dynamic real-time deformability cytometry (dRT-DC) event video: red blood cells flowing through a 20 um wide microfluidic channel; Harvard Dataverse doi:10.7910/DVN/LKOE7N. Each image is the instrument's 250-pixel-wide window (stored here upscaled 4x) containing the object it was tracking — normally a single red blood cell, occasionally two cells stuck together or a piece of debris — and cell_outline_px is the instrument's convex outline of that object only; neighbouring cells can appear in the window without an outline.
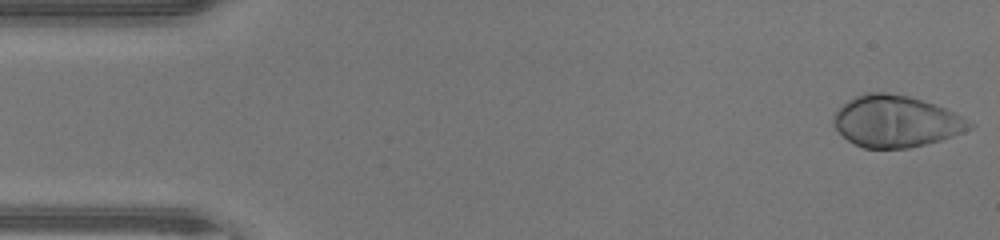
{"species": "human", "species_latin": "Homo sapiens", "temperature_condition": "warm", "stored_images_in_passage": 46, "camera_frame_rate_fps": 3000, "um_per_image_px": 0.085, "donor": {"sex": "male"}, "frame": {"image": 1, "passage_image": 1, "time_ms": 0.0, "image_size_px": [1000, 240], "cell_outline_px": [[976, 124], [972, 128], [952, 136], [940, 140], [908, 148], [864, 148], [848, 140], [832, 124], [832, 116], [848, 100], [856, 96], [868, 92], [884, 92], [908, 96], [944, 108]], "centroid_in_image_um": [76.13, 10.32], "position_along_channel_um": 8.9, "area_um2": 40.34}}
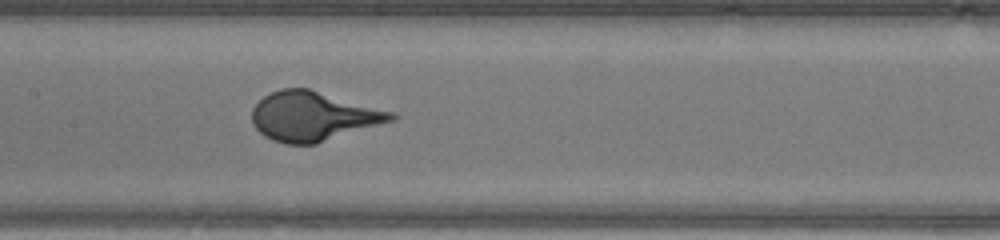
{"frame": {"image": 2, "passage_image": 22, "time_ms": 7.0, "image_size_px": [1000, 240], "cell_outline_px": [[400, 116], [396, 120], [316, 144], [284, 144], [272, 140], [264, 136], [252, 124], [252, 108], [264, 96], [280, 88], [308, 88], [396, 112]], "centroid_in_image_um": [26.66, 9.89], "position_along_channel_um": 180.7, "area_um2": 40.4}}
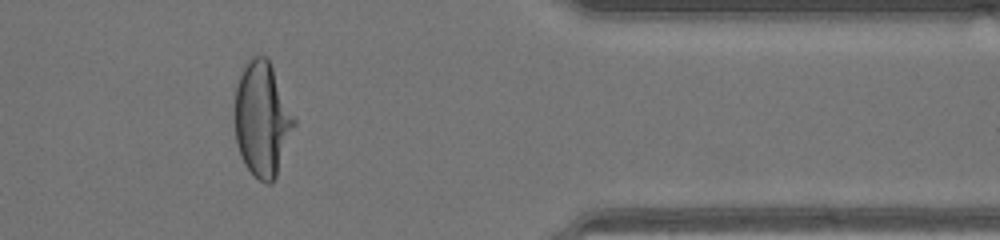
{"frame": {"image": 3, "passage_image": 38, "time_ms": 12.333, "image_size_px": [1000, 240], "cell_outline_px": [[296, 124], [276, 176], [272, 184], [264, 184], [244, 164], [236, 140], [236, 88], [244, 64], [252, 56], [268, 56], [296, 120]], "centroid_in_image_um": [22.31, 10.11], "position_along_channel_um": 389.1, "area_um2": 39.3}}